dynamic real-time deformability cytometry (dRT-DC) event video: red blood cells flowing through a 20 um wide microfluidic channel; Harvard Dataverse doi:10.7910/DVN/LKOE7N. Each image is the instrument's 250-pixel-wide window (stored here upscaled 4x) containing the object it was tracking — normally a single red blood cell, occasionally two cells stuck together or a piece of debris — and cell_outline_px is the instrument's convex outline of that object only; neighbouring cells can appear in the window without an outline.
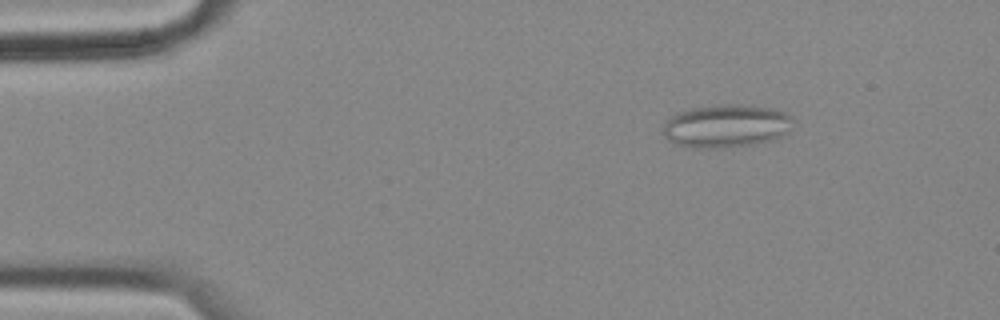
{"species": "common noctule bat (a hibernating species)", "species_latin": "Nyctalus noctula", "temperature_condition": "cold", "stored_images_in_passage": 56, "segment_of_instrument_passage": [1, 2], "camera_frame_rate_fps": 3000, "um_per_image_px": 0.085, "animal": {"sex": "female", "body_mass_g": 18.4}, "frame": {"image": 1, "passage_image": 8, "time_ms": 2.333, "image_size_px": [1000, 320], "cell_outline_px": [[792, 120], [788, 132], [784, 136], [776, 140], [752, 144], [724, 148], [688, 148], [676, 144], [668, 140], [664, 136], [664, 124], [676, 112], [692, 108], [716, 104], [744, 104], [768, 108], [784, 112], [792, 116]], "centroid_in_image_um": [61.73, 10.72], "position_along_channel_um": 23.3, "area_um2": 32.95}}